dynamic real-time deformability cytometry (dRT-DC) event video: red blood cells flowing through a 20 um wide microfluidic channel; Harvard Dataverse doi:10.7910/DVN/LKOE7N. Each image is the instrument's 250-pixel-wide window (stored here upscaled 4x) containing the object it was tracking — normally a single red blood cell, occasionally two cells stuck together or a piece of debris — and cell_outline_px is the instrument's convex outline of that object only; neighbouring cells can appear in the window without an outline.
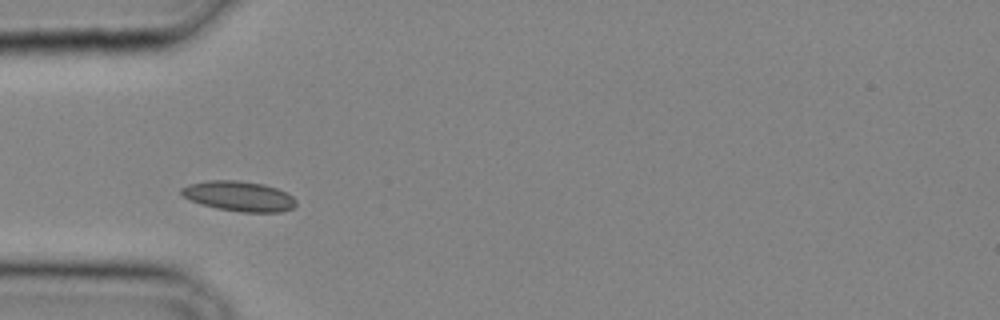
{"species": "common noctule bat (a hibernating species)", "species_latin": "Nyctalus noctula", "temperature_condition": "cold", "stored_images_in_passage": 10, "camera_frame_rate_fps": 3000, "um_per_image_px": 0.085, "animal": {"sex": "male", "body_mass_g": 20.4}, "frame": {"image": 1, "passage_image": 6, "time_ms": 1.667, "image_size_px": [1000, 320], "cell_outline_px": [[296, 204], [292, 208], [284, 212], [240, 212], [216, 208], [200, 204], [188, 200], [180, 192], [180, 188], [188, 184], [208, 180], [240, 180], [264, 184], [288, 192], [296, 200]], "centroid_in_image_um": [20.31, 16.67], "position_along_channel_um": 64.7, "area_um2": 20.4}}